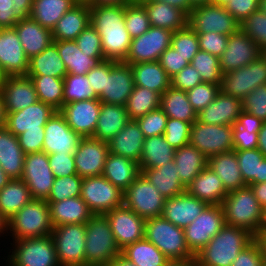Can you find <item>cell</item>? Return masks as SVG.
<instances>
[{"label": "cell", "instance_id": "cell-76", "mask_svg": "<svg viewBox=\"0 0 266 266\" xmlns=\"http://www.w3.org/2000/svg\"><path fill=\"white\" fill-rule=\"evenodd\" d=\"M134 0H87L86 3L90 6H109V5H125Z\"/></svg>", "mask_w": 266, "mask_h": 266}, {"label": "cell", "instance_id": "cell-23", "mask_svg": "<svg viewBox=\"0 0 266 266\" xmlns=\"http://www.w3.org/2000/svg\"><path fill=\"white\" fill-rule=\"evenodd\" d=\"M26 56L14 27L0 29V67L7 76L26 75Z\"/></svg>", "mask_w": 266, "mask_h": 266}, {"label": "cell", "instance_id": "cell-24", "mask_svg": "<svg viewBox=\"0 0 266 266\" xmlns=\"http://www.w3.org/2000/svg\"><path fill=\"white\" fill-rule=\"evenodd\" d=\"M51 105L37 101L17 112H6L5 127L16 137L26 130L44 129L47 121L56 112Z\"/></svg>", "mask_w": 266, "mask_h": 266}, {"label": "cell", "instance_id": "cell-9", "mask_svg": "<svg viewBox=\"0 0 266 266\" xmlns=\"http://www.w3.org/2000/svg\"><path fill=\"white\" fill-rule=\"evenodd\" d=\"M165 199L142 173L124 191V205L145 220L162 215Z\"/></svg>", "mask_w": 266, "mask_h": 266}, {"label": "cell", "instance_id": "cell-69", "mask_svg": "<svg viewBox=\"0 0 266 266\" xmlns=\"http://www.w3.org/2000/svg\"><path fill=\"white\" fill-rule=\"evenodd\" d=\"M111 70V60L100 62L96 67H93L87 74V80L94 94L99 97L104 88L105 75H108Z\"/></svg>", "mask_w": 266, "mask_h": 266}, {"label": "cell", "instance_id": "cell-33", "mask_svg": "<svg viewBox=\"0 0 266 266\" xmlns=\"http://www.w3.org/2000/svg\"><path fill=\"white\" fill-rule=\"evenodd\" d=\"M25 153L18 138L6 127L0 128V166L11 179H21Z\"/></svg>", "mask_w": 266, "mask_h": 266}, {"label": "cell", "instance_id": "cell-35", "mask_svg": "<svg viewBox=\"0 0 266 266\" xmlns=\"http://www.w3.org/2000/svg\"><path fill=\"white\" fill-rule=\"evenodd\" d=\"M207 166L221 179L227 193L247 186L242 178L234 150L210 156Z\"/></svg>", "mask_w": 266, "mask_h": 266}, {"label": "cell", "instance_id": "cell-26", "mask_svg": "<svg viewBox=\"0 0 266 266\" xmlns=\"http://www.w3.org/2000/svg\"><path fill=\"white\" fill-rule=\"evenodd\" d=\"M208 204L191 196L187 191L165 199L162 217L175 226L185 228L191 224Z\"/></svg>", "mask_w": 266, "mask_h": 266}, {"label": "cell", "instance_id": "cell-63", "mask_svg": "<svg viewBox=\"0 0 266 266\" xmlns=\"http://www.w3.org/2000/svg\"><path fill=\"white\" fill-rule=\"evenodd\" d=\"M199 49L220 58L227 46L228 35L215 32L197 33Z\"/></svg>", "mask_w": 266, "mask_h": 266}, {"label": "cell", "instance_id": "cell-48", "mask_svg": "<svg viewBox=\"0 0 266 266\" xmlns=\"http://www.w3.org/2000/svg\"><path fill=\"white\" fill-rule=\"evenodd\" d=\"M35 85L38 100L59 111L64 105V80L52 76L26 75Z\"/></svg>", "mask_w": 266, "mask_h": 266}, {"label": "cell", "instance_id": "cell-56", "mask_svg": "<svg viewBox=\"0 0 266 266\" xmlns=\"http://www.w3.org/2000/svg\"><path fill=\"white\" fill-rule=\"evenodd\" d=\"M240 29L262 50L266 47V14L260 9L240 23Z\"/></svg>", "mask_w": 266, "mask_h": 266}, {"label": "cell", "instance_id": "cell-49", "mask_svg": "<svg viewBox=\"0 0 266 266\" xmlns=\"http://www.w3.org/2000/svg\"><path fill=\"white\" fill-rule=\"evenodd\" d=\"M161 95L145 87L135 86L125 105L130 120H136L160 107Z\"/></svg>", "mask_w": 266, "mask_h": 266}, {"label": "cell", "instance_id": "cell-3", "mask_svg": "<svg viewBox=\"0 0 266 266\" xmlns=\"http://www.w3.org/2000/svg\"><path fill=\"white\" fill-rule=\"evenodd\" d=\"M221 206L227 225L246 229L255 237L260 234L263 208L250 186L228 192Z\"/></svg>", "mask_w": 266, "mask_h": 266}, {"label": "cell", "instance_id": "cell-54", "mask_svg": "<svg viewBox=\"0 0 266 266\" xmlns=\"http://www.w3.org/2000/svg\"><path fill=\"white\" fill-rule=\"evenodd\" d=\"M82 179L78 174L55 178L46 201L59 202L68 198L80 197Z\"/></svg>", "mask_w": 266, "mask_h": 266}, {"label": "cell", "instance_id": "cell-39", "mask_svg": "<svg viewBox=\"0 0 266 266\" xmlns=\"http://www.w3.org/2000/svg\"><path fill=\"white\" fill-rule=\"evenodd\" d=\"M147 14L151 26L165 28L175 32L188 25V16L181 10L162 2H140Z\"/></svg>", "mask_w": 266, "mask_h": 266}, {"label": "cell", "instance_id": "cell-52", "mask_svg": "<svg viewBox=\"0 0 266 266\" xmlns=\"http://www.w3.org/2000/svg\"><path fill=\"white\" fill-rule=\"evenodd\" d=\"M124 18L126 29L132 39L144 34L151 27L148 14L138 0L125 4Z\"/></svg>", "mask_w": 266, "mask_h": 266}, {"label": "cell", "instance_id": "cell-72", "mask_svg": "<svg viewBox=\"0 0 266 266\" xmlns=\"http://www.w3.org/2000/svg\"><path fill=\"white\" fill-rule=\"evenodd\" d=\"M263 122L264 121H262L260 118H257L253 114L245 112L243 110L237 118L235 126L249 131H256L258 133Z\"/></svg>", "mask_w": 266, "mask_h": 266}, {"label": "cell", "instance_id": "cell-47", "mask_svg": "<svg viewBox=\"0 0 266 266\" xmlns=\"http://www.w3.org/2000/svg\"><path fill=\"white\" fill-rule=\"evenodd\" d=\"M121 254L137 266H163L169 260L145 237L127 245Z\"/></svg>", "mask_w": 266, "mask_h": 266}, {"label": "cell", "instance_id": "cell-46", "mask_svg": "<svg viewBox=\"0 0 266 266\" xmlns=\"http://www.w3.org/2000/svg\"><path fill=\"white\" fill-rule=\"evenodd\" d=\"M32 199L22 179H11L0 190V212L9 220Z\"/></svg>", "mask_w": 266, "mask_h": 266}, {"label": "cell", "instance_id": "cell-45", "mask_svg": "<svg viewBox=\"0 0 266 266\" xmlns=\"http://www.w3.org/2000/svg\"><path fill=\"white\" fill-rule=\"evenodd\" d=\"M175 149L169 145L163 135L144 139L140 157V169H152L173 161Z\"/></svg>", "mask_w": 266, "mask_h": 266}, {"label": "cell", "instance_id": "cell-12", "mask_svg": "<svg viewBox=\"0 0 266 266\" xmlns=\"http://www.w3.org/2000/svg\"><path fill=\"white\" fill-rule=\"evenodd\" d=\"M188 25L196 33L230 36L240 29V23L223 6L210 3L194 7L188 16Z\"/></svg>", "mask_w": 266, "mask_h": 266}, {"label": "cell", "instance_id": "cell-17", "mask_svg": "<svg viewBox=\"0 0 266 266\" xmlns=\"http://www.w3.org/2000/svg\"><path fill=\"white\" fill-rule=\"evenodd\" d=\"M134 87L131 65L111 60V70L105 75L104 88L98 99L106 104L125 106Z\"/></svg>", "mask_w": 266, "mask_h": 266}, {"label": "cell", "instance_id": "cell-10", "mask_svg": "<svg viewBox=\"0 0 266 266\" xmlns=\"http://www.w3.org/2000/svg\"><path fill=\"white\" fill-rule=\"evenodd\" d=\"M80 197L93 214L105 215L124 205V192L102 175L83 178Z\"/></svg>", "mask_w": 266, "mask_h": 266}, {"label": "cell", "instance_id": "cell-79", "mask_svg": "<svg viewBox=\"0 0 266 266\" xmlns=\"http://www.w3.org/2000/svg\"><path fill=\"white\" fill-rule=\"evenodd\" d=\"M163 266H196L195 260H172L169 259Z\"/></svg>", "mask_w": 266, "mask_h": 266}, {"label": "cell", "instance_id": "cell-43", "mask_svg": "<svg viewBox=\"0 0 266 266\" xmlns=\"http://www.w3.org/2000/svg\"><path fill=\"white\" fill-rule=\"evenodd\" d=\"M77 3L76 0H33L29 17L52 31L61 17Z\"/></svg>", "mask_w": 266, "mask_h": 266}, {"label": "cell", "instance_id": "cell-73", "mask_svg": "<svg viewBox=\"0 0 266 266\" xmlns=\"http://www.w3.org/2000/svg\"><path fill=\"white\" fill-rule=\"evenodd\" d=\"M33 0H12L15 18L19 20L29 18Z\"/></svg>", "mask_w": 266, "mask_h": 266}, {"label": "cell", "instance_id": "cell-11", "mask_svg": "<svg viewBox=\"0 0 266 266\" xmlns=\"http://www.w3.org/2000/svg\"><path fill=\"white\" fill-rule=\"evenodd\" d=\"M232 135L233 126L211 125L196 120L191 124L189 144L209 158L233 151Z\"/></svg>", "mask_w": 266, "mask_h": 266}, {"label": "cell", "instance_id": "cell-61", "mask_svg": "<svg viewBox=\"0 0 266 266\" xmlns=\"http://www.w3.org/2000/svg\"><path fill=\"white\" fill-rule=\"evenodd\" d=\"M245 112L266 121V84L259 85L242 99Z\"/></svg>", "mask_w": 266, "mask_h": 266}, {"label": "cell", "instance_id": "cell-29", "mask_svg": "<svg viewBox=\"0 0 266 266\" xmlns=\"http://www.w3.org/2000/svg\"><path fill=\"white\" fill-rule=\"evenodd\" d=\"M89 25L90 6L86 2H78L53 28V41H73Z\"/></svg>", "mask_w": 266, "mask_h": 266}, {"label": "cell", "instance_id": "cell-18", "mask_svg": "<svg viewBox=\"0 0 266 266\" xmlns=\"http://www.w3.org/2000/svg\"><path fill=\"white\" fill-rule=\"evenodd\" d=\"M105 215L120 250L144 238L145 219L125 205L116 207Z\"/></svg>", "mask_w": 266, "mask_h": 266}, {"label": "cell", "instance_id": "cell-55", "mask_svg": "<svg viewBox=\"0 0 266 266\" xmlns=\"http://www.w3.org/2000/svg\"><path fill=\"white\" fill-rule=\"evenodd\" d=\"M171 47L191 63L194 56L199 52V40L197 33L187 25L181 30L173 32Z\"/></svg>", "mask_w": 266, "mask_h": 266}, {"label": "cell", "instance_id": "cell-20", "mask_svg": "<svg viewBox=\"0 0 266 266\" xmlns=\"http://www.w3.org/2000/svg\"><path fill=\"white\" fill-rule=\"evenodd\" d=\"M261 56V49L241 29L231 34L227 46L220 57L222 74L234 71L255 61Z\"/></svg>", "mask_w": 266, "mask_h": 266}, {"label": "cell", "instance_id": "cell-41", "mask_svg": "<svg viewBox=\"0 0 266 266\" xmlns=\"http://www.w3.org/2000/svg\"><path fill=\"white\" fill-rule=\"evenodd\" d=\"M57 50L65 64L67 74L86 75L93 67L105 61V58H92L82 53L74 40L57 41Z\"/></svg>", "mask_w": 266, "mask_h": 266}, {"label": "cell", "instance_id": "cell-14", "mask_svg": "<svg viewBox=\"0 0 266 266\" xmlns=\"http://www.w3.org/2000/svg\"><path fill=\"white\" fill-rule=\"evenodd\" d=\"M262 84H266V60L259 56L248 65L224 74L220 90L242 100Z\"/></svg>", "mask_w": 266, "mask_h": 266}, {"label": "cell", "instance_id": "cell-4", "mask_svg": "<svg viewBox=\"0 0 266 266\" xmlns=\"http://www.w3.org/2000/svg\"><path fill=\"white\" fill-rule=\"evenodd\" d=\"M85 226V266H106L121 254L106 215L94 214Z\"/></svg>", "mask_w": 266, "mask_h": 266}, {"label": "cell", "instance_id": "cell-31", "mask_svg": "<svg viewBox=\"0 0 266 266\" xmlns=\"http://www.w3.org/2000/svg\"><path fill=\"white\" fill-rule=\"evenodd\" d=\"M186 191L208 205H221L227 195L221 179L208 166L193 179Z\"/></svg>", "mask_w": 266, "mask_h": 266}, {"label": "cell", "instance_id": "cell-22", "mask_svg": "<svg viewBox=\"0 0 266 266\" xmlns=\"http://www.w3.org/2000/svg\"><path fill=\"white\" fill-rule=\"evenodd\" d=\"M109 153L107 142L93 137L82 138L73 154L77 174L82 178L101 176Z\"/></svg>", "mask_w": 266, "mask_h": 266}, {"label": "cell", "instance_id": "cell-58", "mask_svg": "<svg viewBox=\"0 0 266 266\" xmlns=\"http://www.w3.org/2000/svg\"><path fill=\"white\" fill-rule=\"evenodd\" d=\"M191 123L167 118L166 129L163 134L165 140L175 150L189 144Z\"/></svg>", "mask_w": 266, "mask_h": 266}, {"label": "cell", "instance_id": "cell-32", "mask_svg": "<svg viewBox=\"0 0 266 266\" xmlns=\"http://www.w3.org/2000/svg\"><path fill=\"white\" fill-rule=\"evenodd\" d=\"M47 203L49 204L51 221L54 227L65 224H86L94 215L81 197Z\"/></svg>", "mask_w": 266, "mask_h": 266}, {"label": "cell", "instance_id": "cell-62", "mask_svg": "<svg viewBox=\"0 0 266 266\" xmlns=\"http://www.w3.org/2000/svg\"><path fill=\"white\" fill-rule=\"evenodd\" d=\"M264 252L259 240L255 238L240 251L231 266H263Z\"/></svg>", "mask_w": 266, "mask_h": 266}, {"label": "cell", "instance_id": "cell-15", "mask_svg": "<svg viewBox=\"0 0 266 266\" xmlns=\"http://www.w3.org/2000/svg\"><path fill=\"white\" fill-rule=\"evenodd\" d=\"M171 30L151 26L139 37L133 38L123 62L130 65L159 61L161 54L171 46Z\"/></svg>", "mask_w": 266, "mask_h": 266}, {"label": "cell", "instance_id": "cell-74", "mask_svg": "<svg viewBox=\"0 0 266 266\" xmlns=\"http://www.w3.org/2000/svg\"><path fill=\"white\" fill-rule=\"evenodd\" d=\"M139 2H162L183 11L187 16L194 9L189 0H138Z\"/></svg>", "mask_w": 266, "mask_h": 266}, {"label": "cell", "instance_id": "cell-27", "mask_svg": "<svg viewBox=\"0 0 266 266\" xmlns=\"http://www.w3.org/2000/svg\"><path fill=\"white\" fill-rule=\"evenodd\" d=\"M242 111L241 99L220 90L216 99L197 114V121L211 125L234 126Z\"/></svg>", "mask_w": 266, "mask_h": 266}, {"label": "cell", "instance_id": "cell-57", "mask_svg": "<svg viewBox=\"0 0 266 266\" xmlns=\"http://www.w3.org/2000/svg\"><path fill=\"white\" fill-rule=\"evenodd\" d=\"M219 92V85L202 82L186 91V94L192 108L198 114L216 99Z\"/></svg>", "mask_w": 266, "mask_h": 266}, {"label": "cell", "instance_id": "cell-21", "mask_svg": "<svg viewBox=\"0 0 266 266\" xmlns=\"http://www.w3.org/2000/svg\"><path fill=\"white\" fill-rule=\"evenodd\" d=\"M101 108L98 98L66 103L59 110L69 127L82 138L93 137Z\"/></svg>", "mask_w": 266, "mask_h": 266}, {"label": "cell", "instance_id": "cell-77", "mask_svg": "<svg viewBox=\"0 0 266 266\" xmlns=\"http://www.w3.org/2000/svg\"><path fill=\"white\" fill-rule=\"evenodd\" d=\"M258 150L266 157V121L263 122L258 132Z\"/></svg>", "mask_w": 266, "mask_h": 266}, {"label": "cell", "instance_id": "cell-2", "mask_svg": "<svg viewBox=\"0 0 266 266\" xmlns=\"http://www.w3.org/2000/svg\"><path fill=\"white\" fill-rule=\"evenodd\" d=\"M256 237L243 228L225 225L195 255L196 266H231L240 251Z\"/></svg>", "mask_w": 266, "mask_h": 266}, {"label": "cell", "instance_id": "cell-34", "mask_svg": "<svg viewBox=\"0 0 266 266\" xmlns=\"http://www.w3.org/2000/svg\"><path fill=\"white\" fill-rule=\"evenodd\" d=\"M140 174L139 163L114 153L108 154L102 172V176L123 192Z\"/></svg>", "mask_w": 266, "mask_h": 266}, {"label": "cell", "instance_id": "cell-44", "mask_svg": "<svg viewBox=\"0 0 266 266\" xmlns=\"http://www.w3.org/2000/svg\"><path fill=\"white\" fill-rule=\"evenodd\" d=\"M160 108L168 118H174L193 124L197 120V113L190 104L186 91L170 86L163 92Z\"/></svg>", "mask_w": 266, "mask_h": 266}, {"label": "cell", "instance_id": "cell-6", "mask_svg": "<svg viewBox=\"0 0 266 266\" xmlns=\"http://www.w3.org/2000/svg\"><path fill=\"white\" fill-rule=\"evenodd\" d=\"M54 226L46 200L32 199L8 220L12 240L49 236Z\"/></svg>", "mask_w": 266, "mask_h": 266}, {"label": "cell", "instance_id": "cell-25", "mask_svg": "<svg viewBox=\"0 0 266 266\" xmlns=\"http://www.w3.org/2000/svg\"><path fill=\"white\" fill-rule=\"evenodd\" d=\"M1 94L6 112L20 111L39 101L33 81L26 75L7 76Z\"/></svg>", "mask_w": 266, "mask_h": 266}, {"label": "cell", "instance_id": "cell-65", "mask_svg": "<svg viewBox=\"0 0 266 266\" xmlns=\"http://www.w3.org/2000/svg\"><path fill=\"white\" fill-rule=\"evenodd\" d=\"M158 62L170 78L175 76L184 67L190 64L188 61L184 60V57L175 51L171 46L161 54Z\"/></svg>", "mask_w": 266, "mask_h": 266}, {"label": "cell", "instance_id": "cell-42", "mask_svg": "<svg viewBox=\"0 0 266 266\" xmlns=\"http://www.w3.org/2000/svg\"><path fill=\"white\" fill-rule=\"evenodd\" d=\"M66 74L67 69L57 50V41H53L44 51L29 59L26 75H47L64 78Z\"/></svg>", "mask_w": 266, "mask_h": 266}, {"label": "cell", "instance_id": "cell-80", "mask_svg": "<svg viewBox=\"0 0 266 266\" xmlns=\"http://www.w3.org/2000/svg\"><path fill=\"white\" fill-rule=\"evenodd\" d=\"M6 117H7V113L5 110L4 100H3V96L0 92V128L5 127Z\"/></svg>", "mask_w": 266, "mask_h": 266}, {"label": "cell", "instance_id": "cell-59", "mask_svg": "<svg viewBox=\"0 0 266 266\" xmlns=\"http://www.w3.org/2000/svg\"><path fill=\"white\" fill-rule=\"evenodd\" d=\"M167 115L159 107L135 121L143 132L145 138L163 135L166 129Z\"/></svg>", "mask_w": 266, "mask_h": 266}, {"label": "cell", "instance_id": "cell-37", "mask_svg": "<svg viewBox=\"0 0 266 266\" xmlns=\"http://www.w3.org/2000/svg\"><path fill=\"white\" fill-rule=\"evenodd\" d=\"M140 170L166 199L186 192V188L180 181L174 160L158 168Z\"/></svg>", "mask_w": 266, "mask_h": 266}, {"label": "cell", "instance_id": "cell-70", "mask_svg": "<svg viewBox=\"0 0 266 266\" xmlns=\"http://www.w3.org/2000/svg\"><path fill=\"white\" fill-rule=\"evenodd\" d=\"M233 150H251L258 147V133L233 126Z\"/></svg>", "mask_w": 266, "mask_h": 266}, {"label": "cell", "instance_id": "cell-68", "mask_svg": "<svg viewBox=\"0 0 266 266\" xmlns=\"http://www.w3.org/2000/svg\"><path fill=\"white\" fill-rule=\"evenodd\" d=\"M260 0H231L225 9L241 23L246 17L259 9Z\"/></svg>", "mask_w": 266, "mask_h": 266}, {"label": "cell", "instance_id": "cell-5", "mask_svg": "<svg viewBox=\"0 0 266 266\" xmlns=\"http://www.w3.org/2000/svg\"><path fill=\"white\" fill-rule=\"evenodd\" d=\"M144 237L153 243L168 259L195 260L187 246L184 229L162 216L145 220Z\"/></svg>", "mask_w": 266, "mask_h": 266}, {"label": "cell", "instance_id": "cell-40", "mask_svg": "<svg viewBox=\"0 0 266 266\" xmlns=\"http://www.w3.org/2000/svg\"><path fill=\"white\" fill-rule=\"evenodd\" d=\"M135 86L145 87L160 95L171 86V78L158 61L132 64Z\"/></svg>", "mask_w": 266, "mask_h": 266}, {"label": "cell", "instance_id": "cell-7", "mask_svg": "<svg viewBox=\"0 0 266 266\" xmlns=\"http://www.w3.org/2000/svg\"><path fill=\"white\" fill-rule=\"evenodd\" d=\"M14 249L8 255L9 266H60L51 235L13 240Z\"/></svg>", "mask_w": 266, "mask_h": 266}, {"label": "cell", "instance_id": "cell-66", "mask_svg": "<svg viewBox=\"0 0 266 266\" xmlns=\"http://www.w3.org/2000/svg\"><path fill=\"white\" fill-rule=\"evenodd\" d=\"M202 82L198 71L191 64L171 78V86L182 91H188Z\"/></svg>", "mask_w": 266, "mask_h": 266}, {"label": "cell", "instance_id": "cell-13", "mask_svg": "<svg viewBox=\"0 0 266 266\" xmlns=\"http://www.w3.org/2000/svg\"><path fill=\"white\" fill-rule=\"evenodd\" d=\"M226 225L221 205H207L187 227L184 236L190 251L196 255Z\"/></svg>", "mask_w": 266, "mask_h": 266}, {"label": "cell", "instance_id": "cell-38", "mask_svg": "<svg viewBox=\"0 0 266 266\" xmlns=\"http://www.w3.org/2000/svg\"><path fill=\"white\" fill-rule=\"evenodd\" d=\"M173 160L176 164L180 181L185 188L191 184L193 179L208 164V158L190 144L176 149Z\"/></svg>", "mask_w": 266, "mask_h": 266}, {"label": "cell", "instance_id": "cell-51", "mask_svg": "<svg viewBox=\"0 0 266 266\" xmlns=\"http://www.w3.org/2000/svg\"><path fill=\"white\" fill-rule=\"evenodd\" d=\"M190 64L198 71L203 82L221 85L223 74L220 68V58L199 50Z\"/></svg>", "mask_w": 266, "mask_h": 266}, {"label": "cell", "instance_id": "cell-60", "mask_svg": "<svg viewBox=\"0 0 266 266\" xmlns=\"http://www.w3.org/2000/svg\"><path fill=\"white\" fill-rule=\"evenodd\" d=\"M82 53L92 58H104L101 37L98 31L89 25L74 40Z\"/></svg>", "mask_w": 266, "mask_h": 266}, {"label": "cell", "instance_id": "cell-67", "mask_svg": "<svg viewBox=\"0 0 266 266\" xmlns=\"http://www.w3.org/2000/svg\"><path fill=\"white\" fill-rule=\"evenodd\" d=\"M44 129L26 130L18 135L19 144L25 154L43 151Z\"/></svg>", "mask_w": 266, "mask_h": 266}, {"label": "cell", "instance_id": "cell-1", "mask_svg": "<svg viewBox=\"0 0 266 266\" xmlns=\"http://www.w3.org/2000/svg\"><path fill=\"white\" fill-rule=\"evenodd\" d=\"M125 5L90 7V25L101 37L105 60L124 61L132 37L125 26Z\"/></svg>", "mask_w": 266, "mask_h": 266}, {"label": "cell", "instance_id": "cell-36", "mask_svg": "<svg viewBox=\"0 0 266 266\" xmlns=\"http://www.w3.org/2000/svg\"><path fill=\"white\" fill-rule=\"evenodd\" d=\"M129 121L125 106L101 102L93 138L108 143Z\"/></svg>", "mask_w": 266, "mask_h": 266}, {"label": "cell", "instance_id": "cell-28", "mask_svg": "<svg viewBox=\"0 0 266 266\" xmlns=\"http://www.w3.org/2000/svg\"><path fill=\"white\" fill-rule=\"evenodd\" d=\"M144 135L135 120H130L109 142V151L137 163L143 150Z\"/></svg>", "mask_w": 266, "mask_h": 266}, {"label": "cell", "instance_id": "cell-50", "mask_svg": "<svg viewBox=\"0 0 266 266\" xmlns=\"http://www.w3.org/2000/svg\"><path fill=\"white\" fill-rule=\"evenodd\" d=\"M234 151L245 184H259L261 161L265 158L262 152L258 148Z\"/></svg>", "mask_w": 266, "mask_h": 266}, {"label": "cell", "instance_id": "cell-16", "mask_svg": "<svg viewBox=\"0 0 266 266\" xmlns=\"http://www.w3.org/2000/svg\"><path fill=\"white\" fill-rule=\"evenodd\" d=\"M21 179L29 188L33 199L46 200L55 179L49 166L48 154L44 151L25 154Z\"/></svg>", "mask_w": 266, "mask_h": 266}, {"label": "cell", "instance_id": "cell-30", "mask_svg": "<svg viewBox=\"0 0 266 266\" xmlns=\"http://www.w3.org/2000/svg\"><path fill=\"white\" fill-rule=\"evenodd\" d=\"M26 56L40 54L53 43L52 31L42 27L32 18L19 20L14 26Z\"/></svg>", "mask_w": 266, "mask_h": 266}, {"label": "cell", "instance_id": "cell-53", "mask_svg": "<svg viewBox=\"0 0 266 266\" xmlns=\"http://www.w3.org/2000/svg\"><path fill=\"white\" fill-rule=\"evenodd\" d=\"M64 80V104L98 98L90 87L86 75L66 74Z\"/></svg>", "mask_w": 266, "mask_h": 266}, {"label": "cell", "instance_id": "cell-78", "mask_svg": "<svg viewBox=\"0 0 266 266\" xmlns=\"http://www.w3.org/2000/svg\"><path fill=\"white\" fill-rule=\"evenodd\" d=\"M106 266H137V265L129 261L122 254H119L114 259H112Z\"/></svg>", "mask_w": 266, "mask_h": 266}, {"label": "cell", "instance_id": "cell-64", "mask_svg": "<svg viewBox=\"0 0 266 266\" xmlns=\"http://www.w3.org/2000/svg\"><path fill=\"white\" fill-rule=\"evenodd\" d=\"M49 166L55 178L77 174L73 154H48Z\"/></svg>", "mask_w": 266, "mask_h": 266}, {"label": "cell", "instance_id": "cell-19", "mask_svg": "<svg viewBox=\"0 0 266 266\" xmlns=\"http://www.w3.org/2000/svg\"><path fill=\"white\" fill-rule=\"evenodd\" d=\"M43 151L47 154H74L82 137L67 124L65 117L56 111L44 126Z\"/></svg>", "mask_w": 266, "mask_h": 266}, {"label": "cell", "instance_id": "cell-75", "mask_svg": "<svg viewBox=\"0 0 266 266\" xmlns=\"http://www.w3.org/2000/svg\"><path fill=\"white\" fill-rule=\"evenodd\" d=\"M254 192V195L260 206L264 209L266 207V182L249 185Z\"/></svg>", "mask_w": 266, "mask_h": 266}, {"label": "cell", "instance_id": "cell-71", "mask_svg": "<svg viewBox=\"0 0 266 266\" xmlns=\"http://www.w3.org/2000/svg\"><path fill=\"white\" fill-rule=\"evenodd\" d=\"M13 10L12 0H0V29L12 28L18 23Z\"/></svg>", "mask_w": 266, "mask_h": 266}, {"label": "cell", "instance_id": "cell-8", "mask_svg": "<svg viewBox=\"0 0 266 266\" xmlns=\"http://www.w3.org/2000/svg\"><path fill=\"white\" fill-rule=\"evenodd\" d=\"M51 236L60 266H85V224L56 226Z\"/></svg>", "mask_w": 266, "mask_h": 266}]
</instances>
